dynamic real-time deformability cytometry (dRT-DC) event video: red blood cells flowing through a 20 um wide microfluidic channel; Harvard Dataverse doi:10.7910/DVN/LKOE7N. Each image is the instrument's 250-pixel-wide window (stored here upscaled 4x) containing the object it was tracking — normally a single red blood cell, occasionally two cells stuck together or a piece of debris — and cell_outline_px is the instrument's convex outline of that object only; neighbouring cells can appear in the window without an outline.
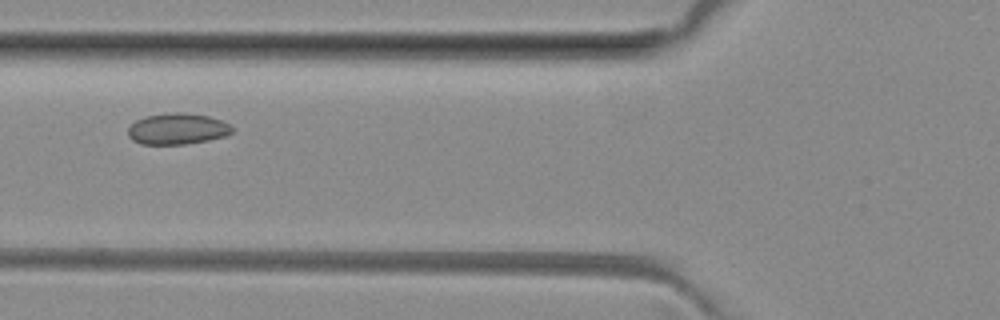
{"species": "common noctule bat (a hibernating species)", "species_latin": "Nyctalus noctula", "temperature_condition": "room temperature", "stored_images_in_passage": 4, "camera_frame_rate_fps": 3000, "um_per_image_px": 0.085, "animal": {"sex": "female", "body_mass_g": 29.2, "forearm_length_mm": 56.3}, "frame": {"image": 1, "passage_image": 4, "time_ms": 4.333, "image_size_px": [1000, 320], "cell_outline_px": [[232, 132], [228, 136], [208, 140], [184, 144], [140, 144], [132, 140], [128, 136], [128, 128], [136, 120], [144, 116], [168, 112], [184, 112], [208, 116], [220, 120], [228, 124], [232, 128]], "centroid_in_image_um": [15.05, 10.95], "position_along_channel_um": 110.7, "area_um2": 19.02}}